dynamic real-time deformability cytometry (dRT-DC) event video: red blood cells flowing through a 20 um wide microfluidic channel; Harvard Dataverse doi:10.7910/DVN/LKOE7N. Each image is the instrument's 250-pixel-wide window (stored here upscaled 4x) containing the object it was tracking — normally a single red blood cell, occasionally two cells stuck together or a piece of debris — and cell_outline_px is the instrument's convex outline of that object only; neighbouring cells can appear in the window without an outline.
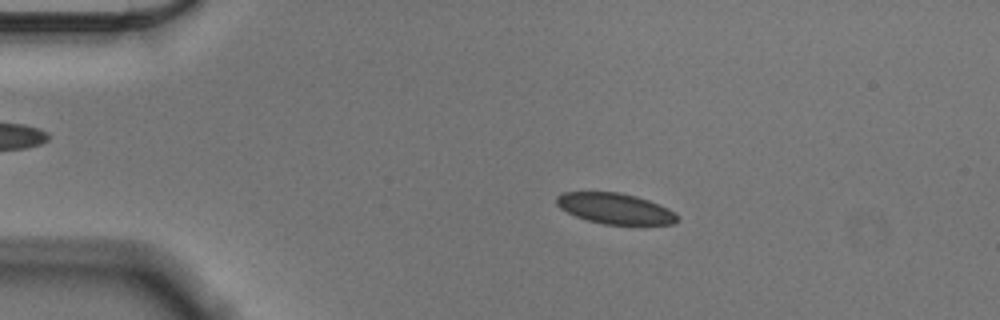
{"species": "Egyptian fruit bat (a non-hibernating species)", "species_latin": "Rousettus aegyptiacus", "temperature_condition": "cold", "stored_images_in_passage": 56, "camera_frame_rate_fps": 3000, "um_per_image_px": 0.085, "animal": {"sex": "male"}, "frame": {"image": 1, "passage_image": 11, "time_ms": 3.333, "image_size_px": [1000, 320], "cell_outline_px": [[680, 220], [676, 224], [604, 224], [588, 220], [576, 216], [560, 208], [556, 204], [556, 196], [564, 192], [620, 192], [636, 196], [648, 200], [668, 208], [676, 212]], "centroid_in_image_um": [52.31, 17.72], "position_along_channel_um": 32.7, "area_um2": 21.62}}
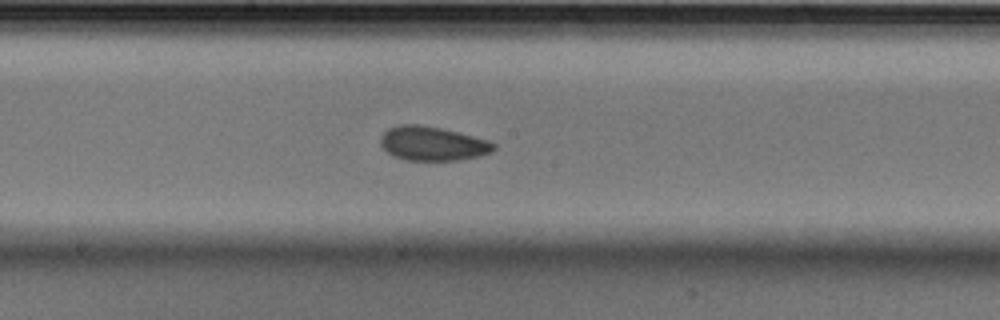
{"frame": {"image": 2, "passage_image": 30, "time_ms": 9.667, "image_size_px": [1000, 320], "cell_outline_px": [[496, 148], [492, 152], [480, 156], [460, 160], [408, 160], [392, 156], [380, 144], [380, 136], [388, 128], [400, 124], [420, 124], [440, 128], [488, 140], [496, 144]], "centroid_in_image_um": [36.76, 12.2], "position_along_channel_um": 211.4, "area_um2": 22.54}}
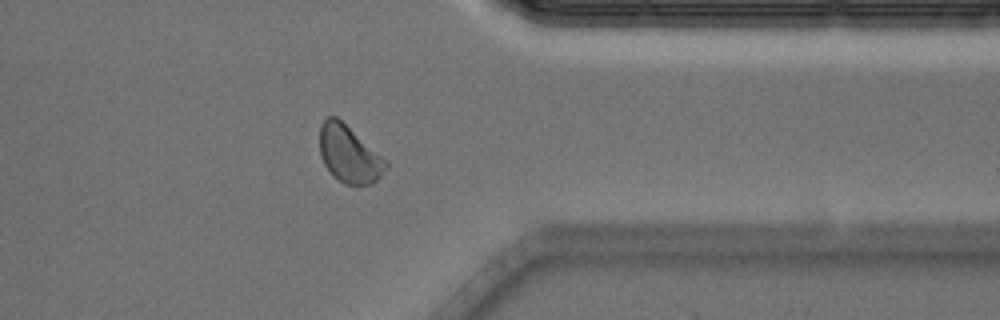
{"frame": {"image": 3, "passage_image": 45, "time_ms": 14.667, "image_size_px": [1000, 320], "cell_outline_px": [[388, 168], [372, 184], [344, 184], [324, 164], [320, 156], [320, 124], [328, 116], [336, 116], [388, 160]], "centroid_in_image_um": [29.7, 13.08], "position_along_channel_um": 381.7, "area_um2": 21.85}, "authors_computed_cell_mechanics": {"area_um2": 22.2241, "velocity_mm_per_s": 3.561, "shape_relaxation_time_tau1_ms": 2.5631, "shape_relaxation_time_tau2_ms": 1.7962, "deformation_change_tau1": 0.0739, "deformation_change_tau2": 0.056}}